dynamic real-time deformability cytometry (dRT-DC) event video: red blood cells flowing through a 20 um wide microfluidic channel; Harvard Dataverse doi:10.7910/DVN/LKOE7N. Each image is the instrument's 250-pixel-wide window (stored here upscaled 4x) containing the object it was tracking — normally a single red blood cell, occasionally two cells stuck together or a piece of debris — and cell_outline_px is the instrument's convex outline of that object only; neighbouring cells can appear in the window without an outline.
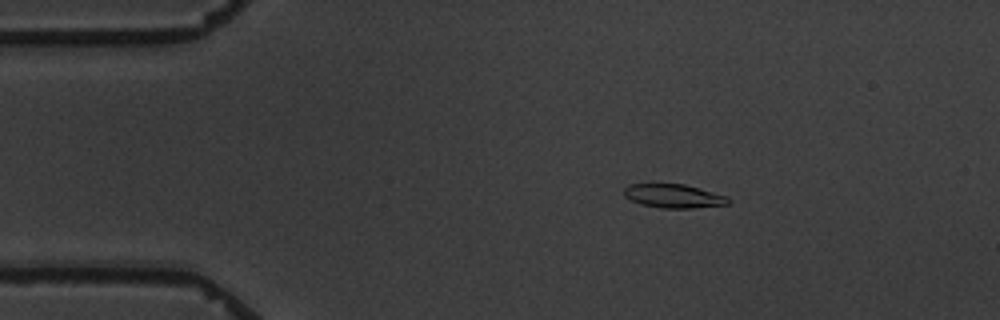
{"species": "common noctule bat (a hibernating species)", "species_latin": "Nyctalus noctula", "temperature_condition": "warm", "stored_images_in_passage": 3, "camera_frame_rate_fps": 3000, "um_per_image_px": 0.085, "animal": {"sex": "male", "body_mass_g": 19.5, "forearm_length_mm": 54.6}, "frame": {"image": 1, "passage_image": 2, "time_ms": 2.0, "image_size_px": [1000, 320], "cell_outline_px": [[728, 204], [692, 208], [660, 208], [640, 204], [624, 196], [624, 188], [628, 184], [684, 184], [728, 196]], "centroid_in_image_um": [57.23, 16.66], "position_along_channel_um": 27.8, "area_um2": 14.33}}